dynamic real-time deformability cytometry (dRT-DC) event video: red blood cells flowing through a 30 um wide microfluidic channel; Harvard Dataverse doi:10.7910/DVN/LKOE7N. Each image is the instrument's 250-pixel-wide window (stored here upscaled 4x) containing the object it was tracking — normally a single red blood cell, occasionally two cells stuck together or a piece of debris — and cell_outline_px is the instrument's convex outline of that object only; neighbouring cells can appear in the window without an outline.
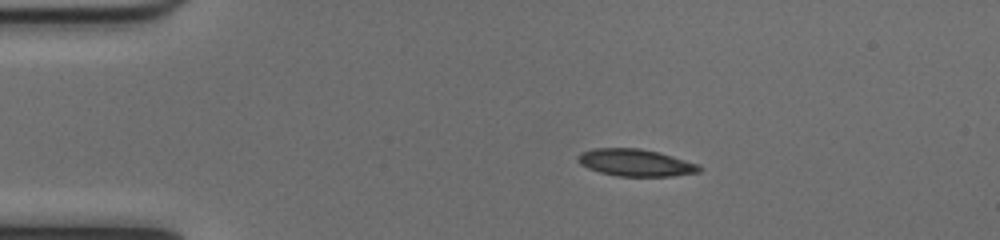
{"species": "common noctule bat (a hibernating species)", "species_latin": "Nyctalus noctula", "temperature_condition": "cold", "stored_images_in_passage": 50, "camera_frame_rate_fps": 3000, "um_per_image_px": 0.085, "animal": {"sex": "female", "body_mass_g": 17.0, "forearm_length_mm": 48.0}, "frame": {"image": 1, "passage_image": 9, "time_ms": 2.667, "image_size_px": [1000, 240], "cell_outline_px": [[704, 168], [700, 172], [672, 176], [616, 176], [600, 172], [588, 168], [580, 164], [576, 160], [576, 156], [580, 152], [596, 148], [640, 148], [672, 156], [700, 164]], "centroid_in_image_um": [54.02, 13.83], "position_along_channel_um": 31.0, "area_um2": 19.31}}
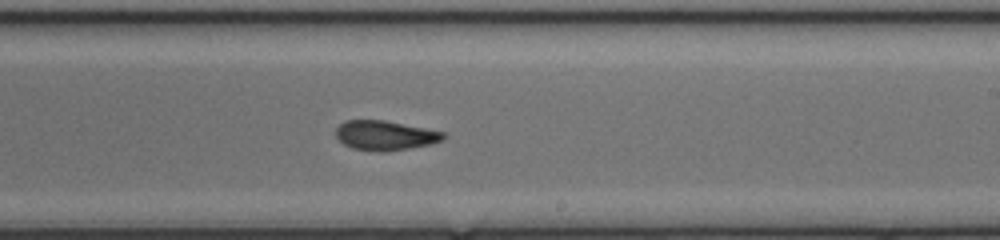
{"frame": {"image": 2, "passage_image": 30, "time_ms": 9.667, "image_size_px": [1000, 240], "cell_outline_px": [[448, 136], [444, 140], [428, 144], [408, 148], [384, 152], [376, 152], [352, 148], [344, 144], [336, 136], [336, 128], [344, 120], [384, 120], [444, 132]], "centroid_in_image_um": [32.72, 11.51], "position_along_channel_um": 256.3, "area_um2": 18.5}}
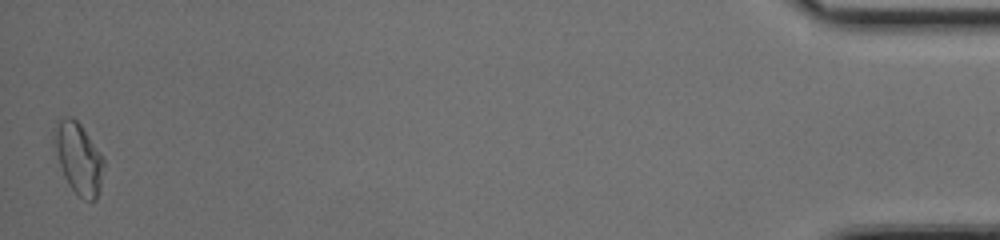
{"frame": {"image": 3, "passage_image": 50, "time_ms": 16.333, "image_size_px": [1000, 240], "cell_outline_px": [[104, 164], [100, 188], [96, 200], [84, 200], [68, 184], [64, 176], [60, 164], [56, 148], [56, 120], [68, 116], [72, 116], [80, 124], [104, 156]], "centroid_in_image_um": [6.73, 13.46], "position_along_channel_um": 428.5, "area_um2": 20.06}, "authors_computed_cell_mechanics": {"area_um2": 18.9873, "velocity_mm_per_s": 4.0175, "shape_relaxation_time_tau1_ms": null, "shape_relaxation_time_tau2_ms": 3.6762, "deformation_change_tau1": null, "deformation_change_tau2": 0.1003}}